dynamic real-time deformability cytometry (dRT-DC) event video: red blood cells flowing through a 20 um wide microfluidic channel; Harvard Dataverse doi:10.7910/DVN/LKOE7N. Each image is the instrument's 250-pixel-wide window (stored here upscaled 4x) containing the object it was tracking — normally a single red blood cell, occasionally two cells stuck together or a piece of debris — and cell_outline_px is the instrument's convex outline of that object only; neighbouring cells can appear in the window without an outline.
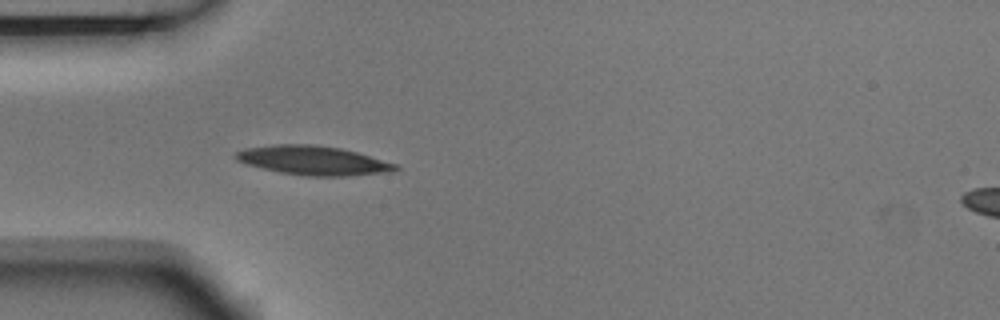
{"species": "Egyptian fruit bat (a non-hibernating species)", "species_latin": "Rousettus aegyptiacus", "temperature_condition": "room temperature", "stored_images_in_passage": 4, "camera_frame_rate_fps": 3000, "um_per_image_px": 0.085, "animal": {"sex": "male"}, "frame": {"image": 1, "passage_image": 4, "time_ms": 1.0, "image_size_px": [1000, 320], "cell_outline_px": [[400, 168], [392, 172], [348, 176], [304, 176], [280, 172], [248, 164], [236, 160], [236, 152], [248, 148], [276, 144], [312, 144], [340, 148], [356, 152], [396, 164]], "centroid_in_image_um": [26.66, 13.64], "position_along_channel_um": 58.3, "area_um2": 26.82}}